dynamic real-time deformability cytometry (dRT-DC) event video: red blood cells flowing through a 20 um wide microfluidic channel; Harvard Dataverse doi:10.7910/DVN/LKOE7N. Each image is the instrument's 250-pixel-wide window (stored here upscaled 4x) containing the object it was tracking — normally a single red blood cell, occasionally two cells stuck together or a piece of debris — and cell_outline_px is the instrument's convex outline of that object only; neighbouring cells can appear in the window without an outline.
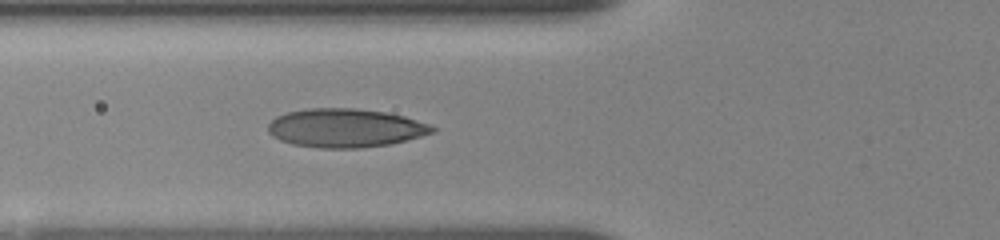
{"species": "human", "species_latin": "Homo sapiens", "temperature_condition": "room temperature", "stored_images_in_passage": 11, "camera_frame_rate_fps": 3000, "um_per_image_px": 0.085, "donor": {"sex": "female"}, "frame": {"image": 1, "passage_image": 11, "time_ms": 6.0, "image_size_px": [1000, 240], "cell_outline_px": [[436, 132], [388, 144], [360, 148], [320, 148], [292, 144], [280, 140], [272, 136], [268, 132], [268, 124], [276, 116], [288, 112], [312, 108], [356, 108], [388, 112], [404, 116], [428, 124], [436, 128]], "centroid_in_image_um": [29.34, 10.87], "position_along_channel_um": 96.5, "area_um2": 36.93}}